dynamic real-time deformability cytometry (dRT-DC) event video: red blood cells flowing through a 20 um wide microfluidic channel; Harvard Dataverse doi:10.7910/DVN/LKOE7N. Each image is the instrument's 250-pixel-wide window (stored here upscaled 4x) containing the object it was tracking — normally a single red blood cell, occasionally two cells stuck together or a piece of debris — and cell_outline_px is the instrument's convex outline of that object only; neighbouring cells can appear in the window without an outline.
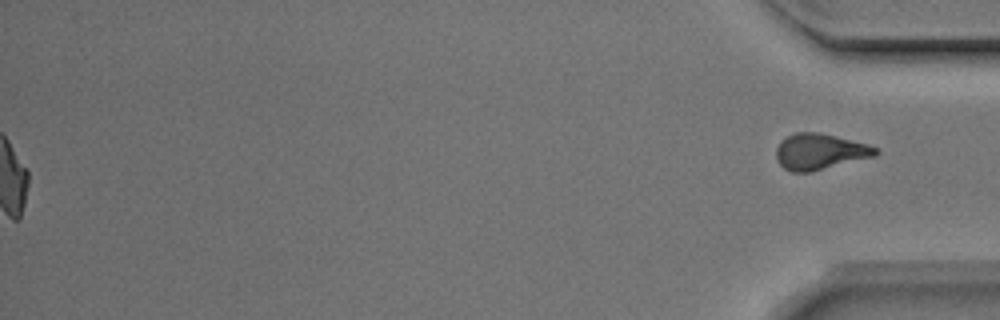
{"species": "Egyptian fruit bat (a non-hibernating species)", "species_latin": "Rousettus aegyptiacus", "temperature_condition": "room temperature", "stored_images_in_passage": 52, "segment_of_instrument_passage": [2, 2], "camera_frame_rate_fps": 3000, "um_per_image_px": 0.085, "animal": {"sex": "male"}, "frame": {"image": 1, "passage_image": 52, "time_ms": 17.0, "image_size_px": [1000, 320], "cell_outline_px": [[880, 152], [876, 156], [812, 172], [792, 172], [784, 168], [776, 160], [776, 148], [780, 140], [796, 132], [816, 132], [836, 136], [868, 144], [876, 148]], "centroid_in_image_um": [69.68, 12.9], "position_along_channel_um": 365.5, "area_um2": 20.98}}